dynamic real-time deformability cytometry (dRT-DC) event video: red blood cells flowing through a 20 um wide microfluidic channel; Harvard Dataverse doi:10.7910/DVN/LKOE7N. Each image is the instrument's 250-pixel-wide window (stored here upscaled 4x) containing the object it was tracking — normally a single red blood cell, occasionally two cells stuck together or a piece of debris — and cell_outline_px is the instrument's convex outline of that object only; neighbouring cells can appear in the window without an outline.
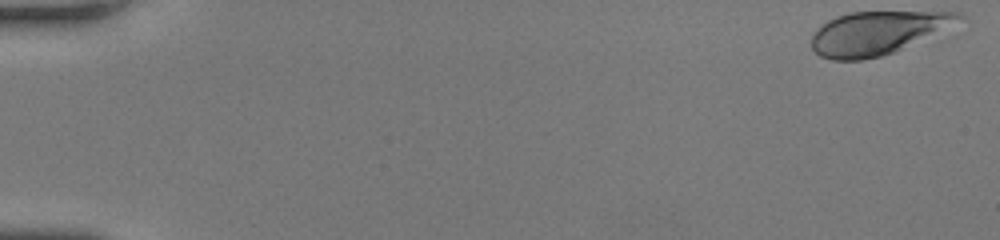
{"species": "human", "species_latin": "Homo sapiens", "temperature_condition": "room temperature", "stored_images_in_passage": 51, "camera_frame_rate_fps": 3000, "um_per_image_px": 0.085, "donor": {"sex": "female"}, "frame": {"image": 1, "passage_image": 1, "time_ms": 0.0, "image_size_px": [1000, 240], "cell_outline_px": [[968, 20], [896, 52], [864, 60], [832, 60], [820, 56], [812, 48], [812, 36], [828, 20], [836, 16], [848, 12], [960, 12]], "centroid_in_image_um": [74.67, 2.8], "position_along_channel_um": 10.3, "area_um2": 37.45}}
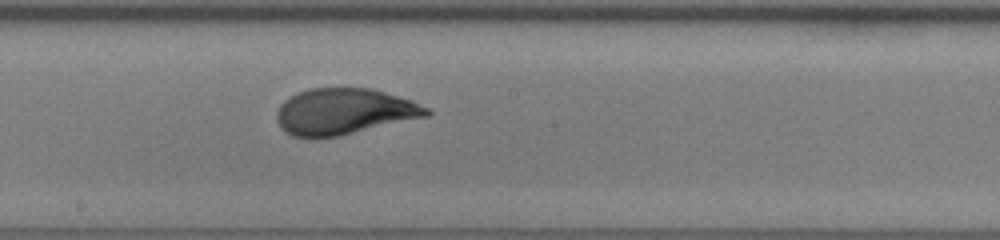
{"frame": {"image": 2, "passage_image": 29, "time_ms": 9.333, "image_size_px": [1000, 240], "cell_outline_px": [[432, 112], [428, 116], [340, 136], [292, 136], [284, 132], [280, 128], [276, 120], [276, 112], [280, 104], [284, 100], [308, 88], [372, 88], [412, 100], [428, 108]], "centroid_in_image_um": [29.25, 9.47], "position_along_channel_um": 218.9, "area_um2": 40.23}}
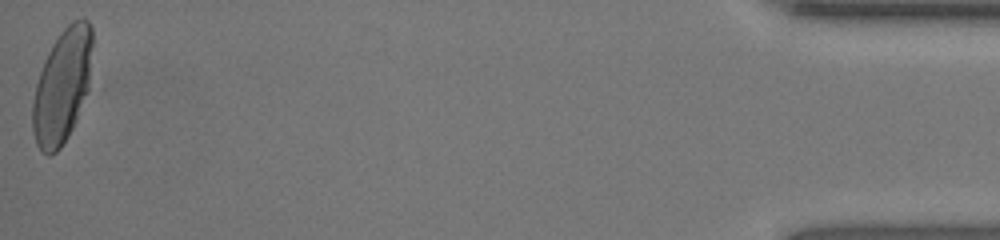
{"frame": {"image": 3, "passage_image": 51, "time_ms": 16.667, "image_size_px": [1000, 240], "cell_outline_px": [[92, 44], [88, 92], [76, 120], [68, 136], [60, 148], [56, 152], [48, 156], [40, 152], [36, 144], [32, 132], [32, 100], [36, 84], [44, 60], [52, 44], [60, 32], [72, 20], [88, 20], [92, 28]], "centroid_in_image_um": [5.27, 7.35], "position_along_channel_um": 429.9, "area_um2": 39.88}, "authors_computed_cell_mechanics": {"area_um2": 39.3618, "velocity_mm_per_s": 4.0937, "shape_relaxation_time_tau1_ms": 3.4585, "shape_relaxation_time_tau2_ms": null, "deformation_change_tau1": 0.2007, "deformation_change_tau2": null}}